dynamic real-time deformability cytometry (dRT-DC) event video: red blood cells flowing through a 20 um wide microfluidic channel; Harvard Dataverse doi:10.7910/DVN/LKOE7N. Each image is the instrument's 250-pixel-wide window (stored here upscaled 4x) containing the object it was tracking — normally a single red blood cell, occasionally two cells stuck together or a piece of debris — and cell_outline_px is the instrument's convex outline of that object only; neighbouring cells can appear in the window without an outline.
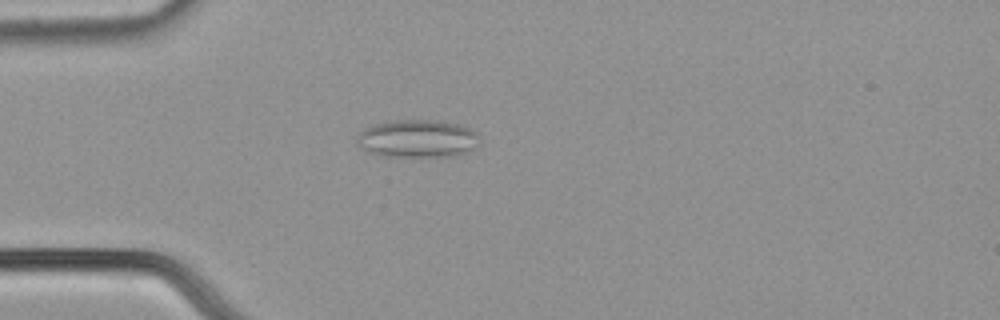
{"species": "common noctule bat (a hibernating species)", "species_latin": "Nyctalus noctula", "temperature_condition": "cold", "stored_images_in_passage": 42, "camera_frame_rate_fps": 3000, "um_per_image_px": 0.085, "animal": {"sex": "male", "body_mass_g": 21.5, "forearm_length_mm": 52.0}, "frame": {"image": 1, "passage_image": 3, "time_ms": 0.667, "image_size_px": [1000, 320], "cell_outline_px": [[476, 144], [472, 148], [456, 156], [384, 156], [368, 152], [360, 148], [356, 144], [356, 140], [360, 132], [364, 128], [372, 124], [396, 120], [440, 120], [460, 124], [476, 132]], "centroid_in_image_um": [35.41, 11.77], "position_along_channel_um": 49.6, "area_um2": 26.93}}
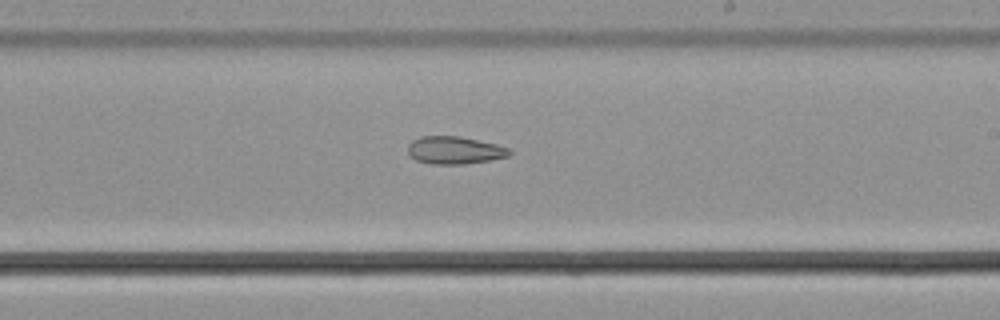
{"frame": {"image": 2, "passage_image": 20, "time_ms": 6.333, "image_size_px": [1000, 320], "cell_outline_px": [[512, 152], [508, 156], [488, 160], [464, 164], [432, 164], [416, 160], [408, 152], [408, 144], [412, 140], [420, 136], [460, 136], [496, 144], [508, 148]], "centroid_in_image_um": [38.62, 12.76], "position_along_channel_um": 250.4, "area_um2": 16.24}}
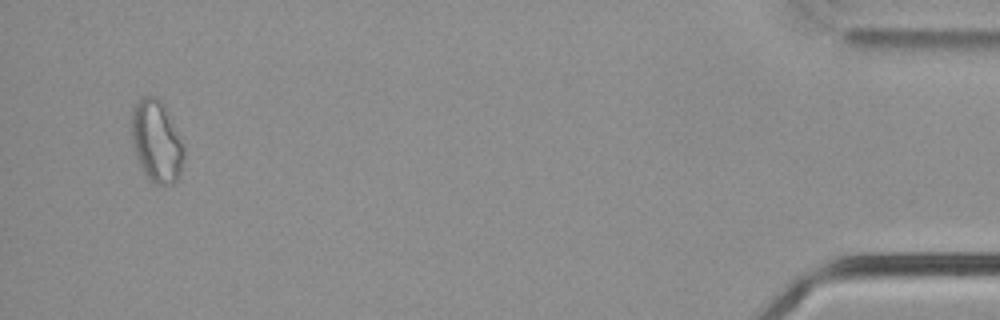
{"frame": {"image": 3, "passage_image": 40, "time_ms": 13.0, "image_size_px": [1000, 320], "cell_outline_px": [[184, 156], [180, 172], [176, 180], [172, 184], [152, 184], [144, 172], [136, 156], [132, 144], [132, 108], [140, 96], [156, 96], [164, 104], [184, 148]], "centroid_in_image_um": [13.28, 11.99], "position_along_channel_um": 421.9, "area_um2": 24.8}, "authors_computed_cell_mechanics": {"area_um2": 18.4671, "velocity_mm_per_s": 3.7894, "shape_relaxation_time_tau1_ms": null, "shape_relaxation_time_tau2_ms": 7.0473, "deformation_change_tau1": null, "deformation_change_tau2": 0.1356}}